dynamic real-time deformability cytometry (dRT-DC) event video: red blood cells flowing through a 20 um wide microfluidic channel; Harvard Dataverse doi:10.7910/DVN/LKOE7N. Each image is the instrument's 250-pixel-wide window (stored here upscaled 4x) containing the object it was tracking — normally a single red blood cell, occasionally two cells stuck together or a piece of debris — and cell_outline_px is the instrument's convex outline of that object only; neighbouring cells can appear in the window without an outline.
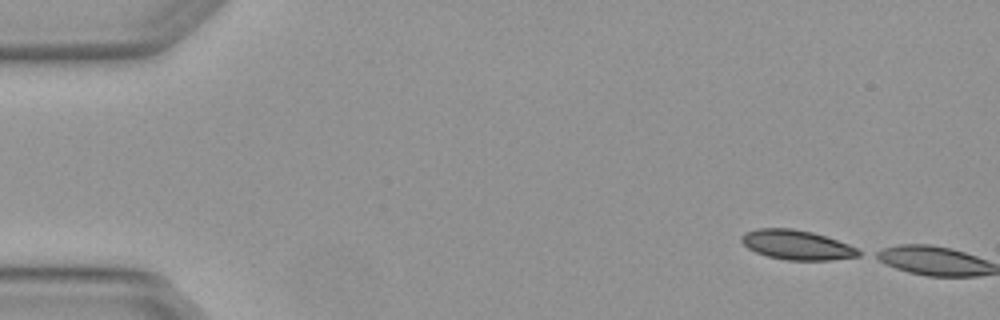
{"species": "Egyptian fruit bat (a non-hibernating species)", "species_latin": "Rousettus aegyptiacus", "temperature_condition": "warm", "stored_images_in_passage": 2, "camera_frame_rate_fps": 3000, "um_per_image_px": 0.085, "animal": {"sex": "female"}, "frame": {"image": 1, "passage_image": 1, "time_ms": 0.0, "image_size_px": [1000, 320], "cell_outline_px": [[864, 252], [860, 256], [828, 260], [788, 260], [768, 256], [756, 252], [748, 248], [740, 240], [740, 236], [744, 232], [756, 228], [792, 228], [812, 232], [848, 244]], "centroid_in_image_um": [67.71, 20.81], "position_along_channel_um": 17.3, "area_um2": 20.17}}